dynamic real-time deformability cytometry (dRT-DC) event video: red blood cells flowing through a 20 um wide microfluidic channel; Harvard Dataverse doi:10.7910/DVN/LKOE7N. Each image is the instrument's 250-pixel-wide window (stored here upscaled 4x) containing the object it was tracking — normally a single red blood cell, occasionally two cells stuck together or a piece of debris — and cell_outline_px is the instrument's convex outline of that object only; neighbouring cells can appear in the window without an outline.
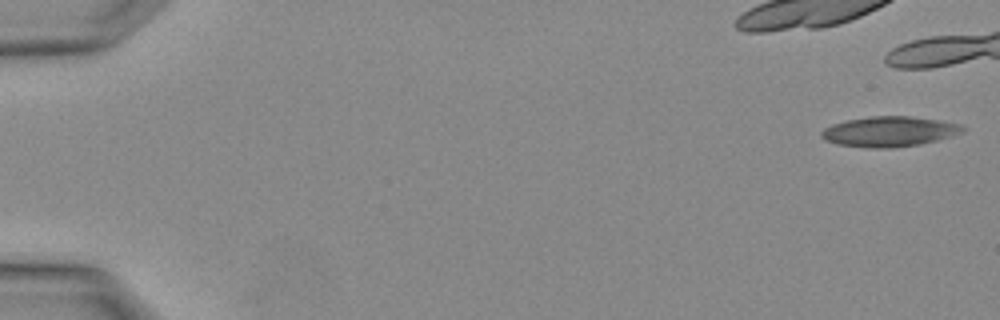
{"species": "Egyptian fruit bat (a non-hibernating species)", "species_latin": "Rousettus aegyptiacus", "temperature_condition": "warm", "stored_images_in_passage": 4, "camera_frame_rate_fps": 3000, "um_per_image_px": 0.085, "animal": {"sex": "female"}, "frame": {"image": 1, "passage_image": 1, "time_ms": 0.0, "image_size_px": [1000, 320], "cell_outline_px": [[964, 132], [952, 136], [920, 144], [892, 148], [868, 148], [840, 144], [824, 140], [820, 136], [820, 132], [824, 128], [832, 124], [844, 120], [872, 116], [912, 116], [960, 124], [964, 128]], "centroid_in_image_um": [75.56, 11.18], "position_along_channel_um": 9.4, "area_um2": 24.85}}